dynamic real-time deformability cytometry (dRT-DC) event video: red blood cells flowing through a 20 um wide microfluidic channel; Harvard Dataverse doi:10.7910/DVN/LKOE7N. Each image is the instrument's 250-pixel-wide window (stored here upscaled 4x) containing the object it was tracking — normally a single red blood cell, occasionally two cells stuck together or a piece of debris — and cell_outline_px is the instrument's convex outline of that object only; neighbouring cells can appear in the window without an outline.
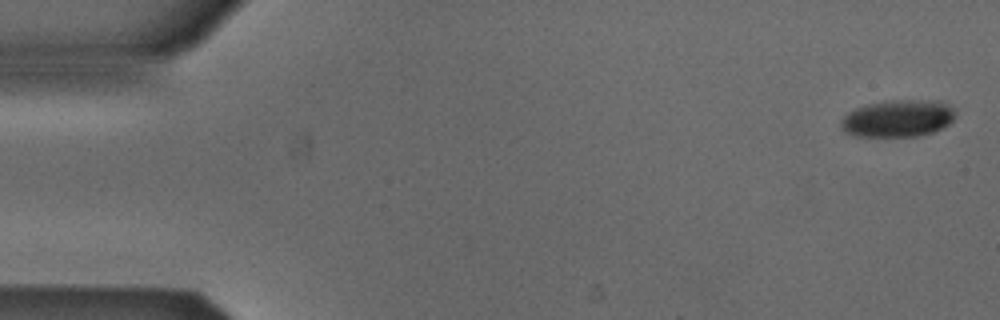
{"species": "Egyptian fruit bat (a non-hibernating species)", "species_latin": "Rousettus aegyptiacus", "temperature_condition": "cold", "stored_images_in_passage": 52, "camera_frame_rate_fps": 3000, "um_per_image_px": 0.085, "animal": {"sex": "male"}, "frame": {"image": 1, "passage_image": 1, "time_ms": 0.0, "image_size_px": [1000, 320], "cell_outline_px": [[956, 108], [952, 120], [948, 124], [932, 132], [916, 136], [856, 136], [848, 132], [840, 124], [840, 120], [848, 112], [856, 108], [868, 104], [884, 100], [940, 100]], "centroid_in_image_um": [76.35, 10.04], "position_along_channel_um": 8.7, "area_um2": 24.68}}
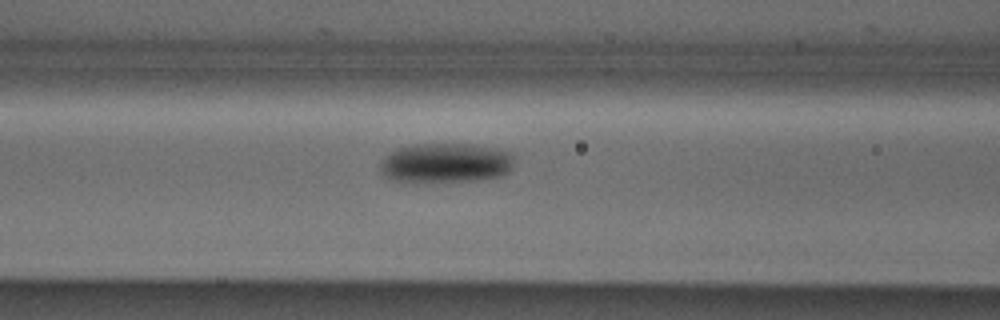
{"frame": {"image": 2, "passage_image": 21, "time_ms": 6.667, "image_size_px": [1000, 320], "cell_outline_px": [[512, 168], [504, 176], [480, 180], [424, 184], [396, 180], [384, 176], [380, 172], [380, 160], [384, 156], [400, 148], [412, 144], [476, 144], [496, 148], [512, 152]], "centroid_in_image_um": [37.88, 13.88], "position_along_channel_um": 128.7, "area_um2": 31.91}}
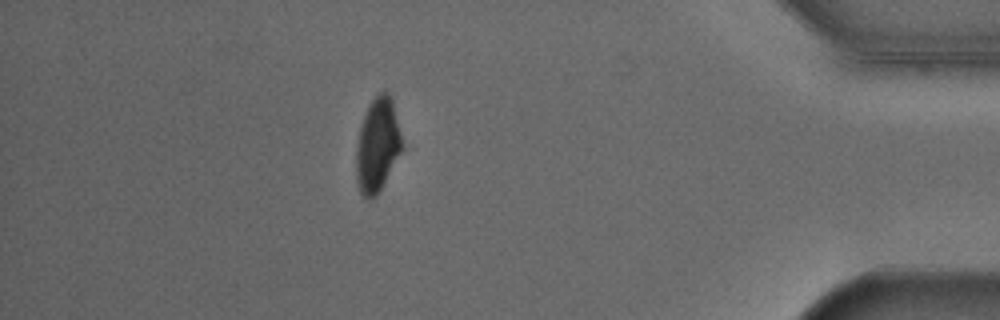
{"frame": {"image": 3, "passage_image": 46, "time_ms": 15.0, "image_size_px": [1000, 320], "cell_outline_px": [[404, 148], [376, 196], [372, 200], [368, 200], [360, 192], [356, 180], [356, 144], [360, 128], [368, 104], [380, 92], [388, 92], [392, 100]], "centroid_in_image_um": [32.08, 12.36], "position_along_channel_um": 403.1, "area_um2": 25.03}, "authors_computed_cell_mechanics": {"area_um2": 27.2238, "velocity_mm_per_s": 3.8649, "shape_relaxation_time_tau1_ms": 2.9834, "shape_relaxation_time_tau2_ms": null, "deformation_change_tau1": 0.1009, "deformation_change_tau2": null}}